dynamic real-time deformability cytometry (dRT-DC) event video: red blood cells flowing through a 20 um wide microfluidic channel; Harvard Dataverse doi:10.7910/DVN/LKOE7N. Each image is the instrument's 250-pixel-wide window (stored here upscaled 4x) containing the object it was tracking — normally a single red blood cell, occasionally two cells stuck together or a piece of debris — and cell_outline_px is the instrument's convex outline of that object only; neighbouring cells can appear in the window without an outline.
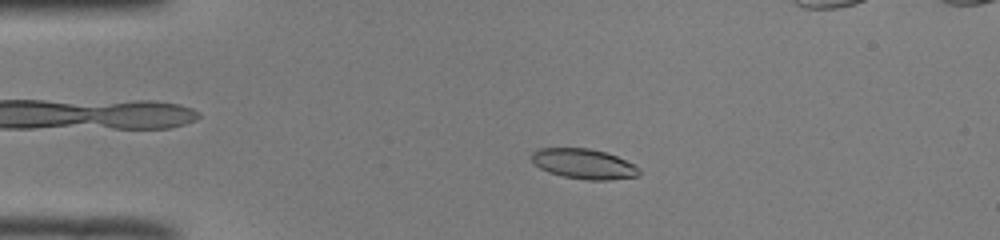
{"species": "common noctule bat (a hibernating species)", "species_latin": "Nyctalus noctula", "temperature_condition": "room temperature", "stored_images_in_passage": 52, "camera_frame_rate_fps": 3000, "um_per_image_px": 0.085, "animal": {"sex": "male", "body_mass_g": 19.0, "forearm_length_mm": 50.8}, "frame": {"image": 1, "passage_image": 11, "time_ms": 3.333, "image_size_px": [1000, 240], "cell_outline_px": [[640, 172], [636, 176], [608, 180], [588, 180], [564, 176], [548, 172], [540, 168], [532, 160], [532, 152], [540, 148], [588, 148], [604, 152], [616, 156], [640, 168]], "centroid_in_image_um": [49.61, 13.93], "position_along_channel_um": 35.4, "area_um2": 18.55}}
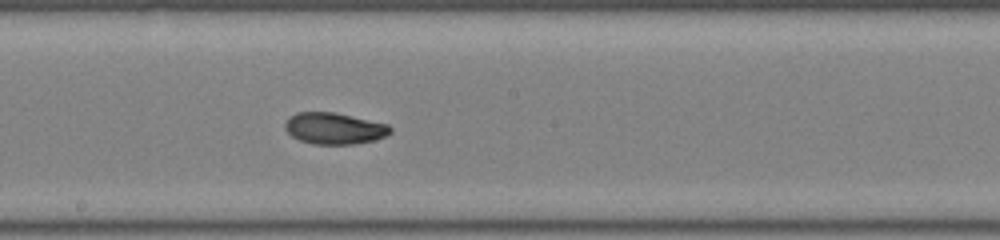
{"frame": {"image": 2, "passage_image": 28, "time_ms": 9.0, "image_size_px": [1000, 240], "cell_outline_px": [[392, 132], [388, 136], [376, 140], [352, 144], [312, 144], [300, 140], [292, 136], [284, 128], [284, 124], [288, 116], [296, 112], [336, 112], [388, 124], [392, 128]], "centroid_in_image_um": [28.43, 10.91], "position_along_channel_um": 219.8, "area_um2": 19.59}}
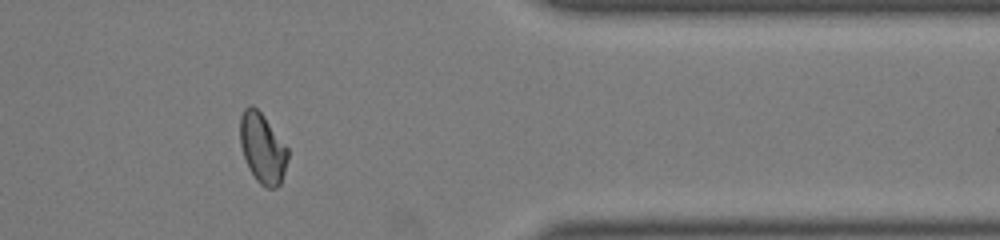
{"frame": {"image": 3, "passage_image": 42, "time_ms": 13.667, "image_size_px": [1000, 240], "cell_outline_px": [[288, 160], [280, 184], [276, 188], [268, 188], [260, 184], [256, 180], [244, 156], [240, 144], [240, 116], [244, 108], [248, 104], [252, 104], [264, 116], [288, 148]], "centroid_in_image_um": [22.31, 12.57], "position_along_channel_um": 389.1, "area_um2": 19.36}, "authors_computed_cell_mechanics": {"area_um2": 19.2763, "velocity_mm_per_s": 3.9953, "shape_relaxation_time_tau1_ms": 5.6499, "shape_relaxation_time_tau2_ms": 1.278, "deformation_change_tau1": 0.1664, "deformation_change_tau2": 0.0493}}